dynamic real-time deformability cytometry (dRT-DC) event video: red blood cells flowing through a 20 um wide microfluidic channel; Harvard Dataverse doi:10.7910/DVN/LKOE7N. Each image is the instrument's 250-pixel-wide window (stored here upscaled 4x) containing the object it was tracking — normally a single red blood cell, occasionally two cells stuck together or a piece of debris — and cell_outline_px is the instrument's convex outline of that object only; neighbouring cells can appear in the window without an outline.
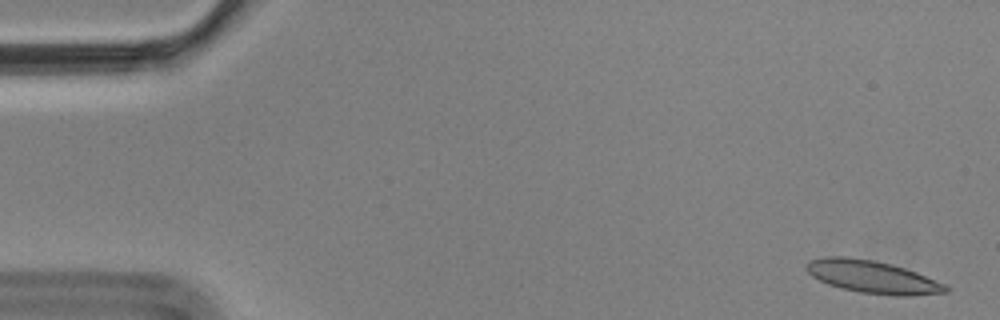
{"species": "Egyptian fruit bat (a non-hibernating species)", "species_latin": "Rousettus aegyptiacus", "temperature_condition": "cold", "stored_images_in_passage": 4, "camera_frame_rate_fps": 3000, "um_per_image_px": 0.085, "animal": {"sex": "male"}, "frame": {"image": 1, "passage_image": 1, "time_ms": 0.0, "image_size_px": [1000, 320], "cell_outline_px": [[952, 288], [948, 292], [912, 296], [892, 296], [860, 292], [840, 288], [828, 284], [812, 276], [804, 268], [808, 260], [824, 256], [844, 256], [872, 260], [892, 264], [916, 272], [944, 284]], "centroid_in_image_um": [74.15, 23.54], "position_along_channel_um": 10.9, "area_um2": 26.65}}